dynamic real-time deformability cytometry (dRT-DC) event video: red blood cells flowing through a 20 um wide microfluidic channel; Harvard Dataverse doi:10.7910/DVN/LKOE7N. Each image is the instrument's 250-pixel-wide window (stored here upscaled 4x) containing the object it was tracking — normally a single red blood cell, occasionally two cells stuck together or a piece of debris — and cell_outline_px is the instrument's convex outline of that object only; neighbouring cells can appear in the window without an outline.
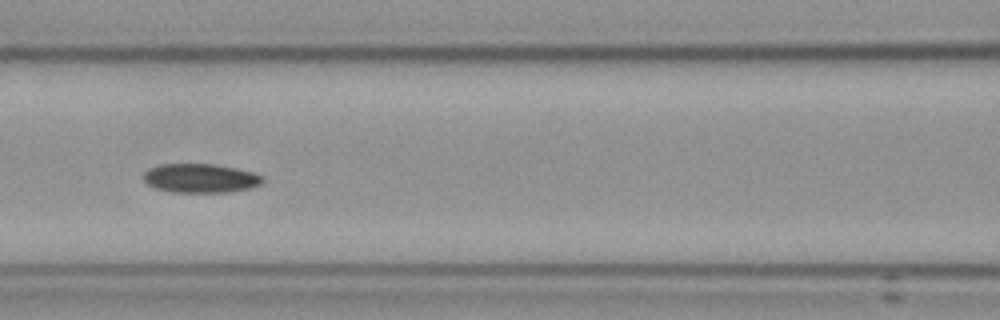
{"species": "Egyptian fruit bat (a non-hibernating species)", "species_latin": "Rousettus aegyptiacus", "temperature_condition": "cold", "stored_images_in_passage": 17, "camera_frame_rate_fps": 3000, "um_per_image_px": 0.085, "frame": {"image": 1, "passage_image": 8, "time_ms": 9.0, "image_size_px": [1000, 320], "cell_outline_px": [[264, 180], [260, 184], [252, 188], [228, 192], [168, 192], [156, 188], [148, 184], [144, 180], [144, 172], [148, 168], [160, 164], [216, 164], [256, 172], [264, 176]], "centroid_in_image_um": [17.07, 15.14], "position_along_channel_um": 149.5, "area_um2": 20.4}}
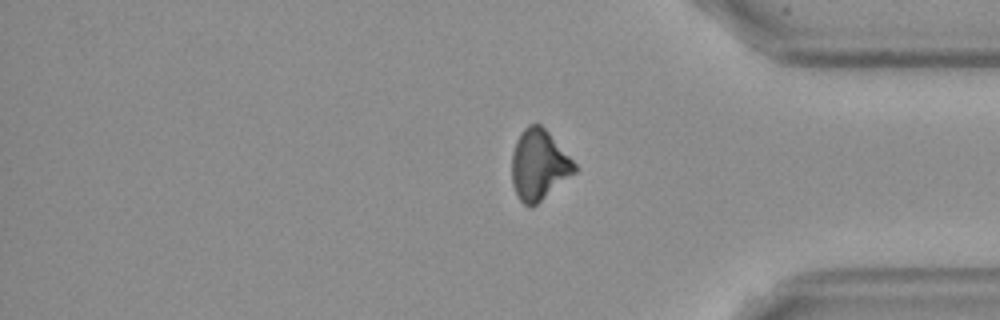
{"frame": {"image": 2, "passage_image": 17, "time_ms": 20.333, "image_size_px": [1000, 320], "cell_outline_px": [[576, 172], [532, 208], [524, 204], [516, 196], [512, 184], [512, 152], [516, 140], [520, 132], [528, 124], [540, 124], [548, 132], [576, 164]], "centroid_in_image_um": [45.78, 14.03], "position_along_channel_um": 389.4, "area_um2": 25.72}}